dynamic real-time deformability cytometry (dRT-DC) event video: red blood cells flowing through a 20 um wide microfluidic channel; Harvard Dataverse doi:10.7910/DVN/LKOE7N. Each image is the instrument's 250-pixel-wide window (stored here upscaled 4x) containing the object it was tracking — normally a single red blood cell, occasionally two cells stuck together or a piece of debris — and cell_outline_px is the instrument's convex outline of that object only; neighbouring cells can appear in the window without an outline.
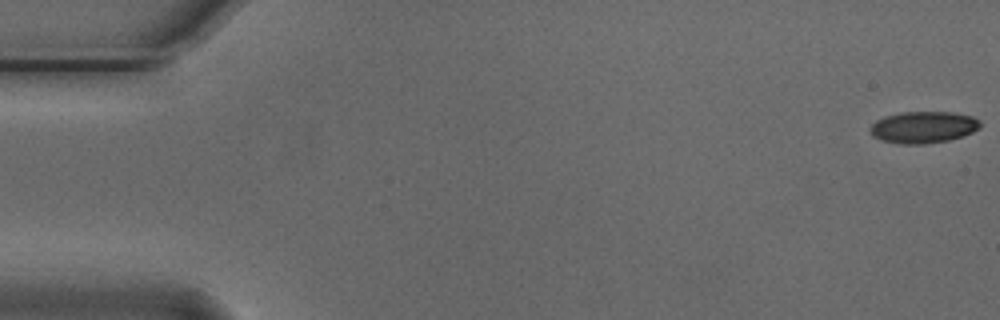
{"species": "Egyptian fruit bat (a non-hibernating species)", "species_latin": "Rousettus aegyptiacus", "temperature_condition": "cold", "stored_images_in_passage": 55, "camera_frame_rate_fps": 3000, "um_per_image_px": 0.085, "animal": {"sex": "male"}, "frame": {"image": 1, "passage_image": 1, "time_ms": 0.0, "image_size_px": [1000, 320], "cell_outline_px": [[980, 128], [964, 136], [948, 140], [924, 144], [900, 144], [880, 140], [872, 136], [872, 124], [876, 120], [884, 116], [904, 112], [952, 112], [972, 116], [980, 120]], "centroid_in_image_um": [78.5, 10.81], "position_along_channel_um": 6.5, "area_um2": 20.35}}
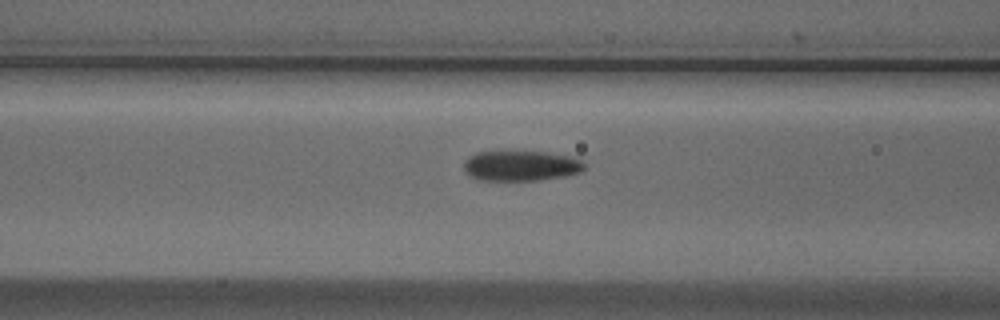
{"frame": {"image": 2, "passage_image": 22, "time_ms": 7.0, "image_size_px": [1000, 320], "cell_outline_px": [[584, 168], [580, 172], [564, 176], [540, 180], [480, 180], [468, 176], [464, 172], [464, 160], [476, 152], [548, 152], [576, 156], [584, 164]], "centroid_in_image_um": [44.27, 14.09], "position_along_channel_um": 122.3, "area_um2": 21.39}}
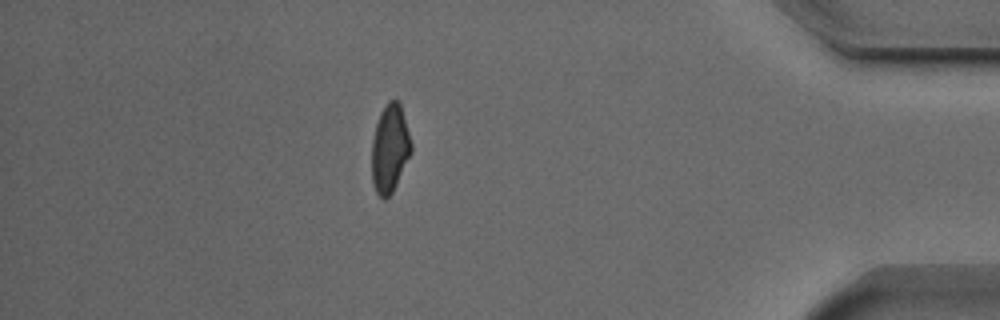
{"frame": {"image": 3, "passage_image": 48, "time_ms": 15.667, "image_size_px": [1000, 320], "cell_outline_px": [[412, 152], [392, 192], [384, 200], [376, 192], [372, 184], [372, 140], [376, 124], [380, 112], [388, 100], [396, 100], [400, 104], [412, 144]], "centroid_in_image_um": [33.13, 12.63], "position_along_channel_um": 402.1, "area_um2": 20.11}, "authors_computed_cell_mechanics": {"area_um2": 21.2704, "velocity_mm_per_s": 3.7512, "shape_relaxation_time_tau1_ms": 4.6698, "shape_relaxation_time_tau2_ms": 1.7098, "deformation_change_tau1": 0.1374, "deformation_change_tau2": 0.0882}}